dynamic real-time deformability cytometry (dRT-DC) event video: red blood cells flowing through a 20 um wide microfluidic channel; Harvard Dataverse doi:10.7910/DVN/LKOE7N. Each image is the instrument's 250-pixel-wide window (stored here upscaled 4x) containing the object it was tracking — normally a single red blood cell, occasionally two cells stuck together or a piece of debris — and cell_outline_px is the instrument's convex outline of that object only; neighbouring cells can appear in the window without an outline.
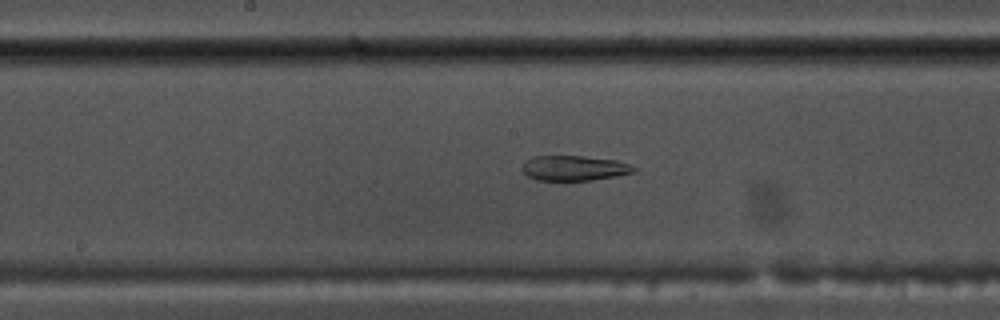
{"species": "common noctule bat (a hibernating species)", "species_latin": "Nyctalus noctula", "temperature_condition": "warm", "stored_images_in_passage": 54, "camera_frame_rate_fps": 3000, "um_per_image_px": 0.085, "animal": {"sex": "male", "body_mass_g": 17.5, "forearm_length_mm": 52.3}, "frame": {"image": 1, "passage_image": 27, "time_ms": 8.667, "image_size_px": [1000, 320], "cell_outline_px": [[636, 172], [616, 176], [592, 180], [536, 180], [528, 176], [520, 168], [524, 160], [532, 156], [584, 156], [616, 160], [628, 164], [636, 168]], "centroid_in_image_um": [48.76, 14.28], "position_along_channel_um": 199.4, "area_um2": 16.42}}
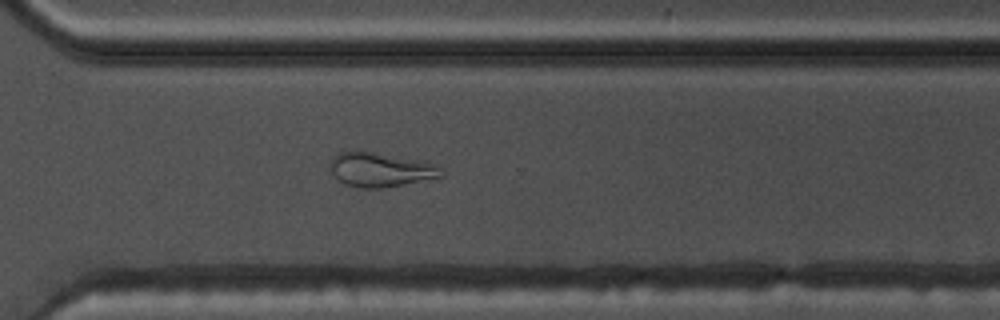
{"frame": {"image": 2, "passage_image": 38, "time_ms": 12.333, "image_size_px": [1000, 320], "cell_outline_px": [[444, 176], [380, 188], [360, 188], [344, 184], [332, 172], [328, 164], [332, 156], [340, 152], [372, 152], [416, 160], [436, 164]], "centroid_in_image_um": [32.28, 14.43], "position_along_channel_um": 338.3, "area_um2": 21.62}}
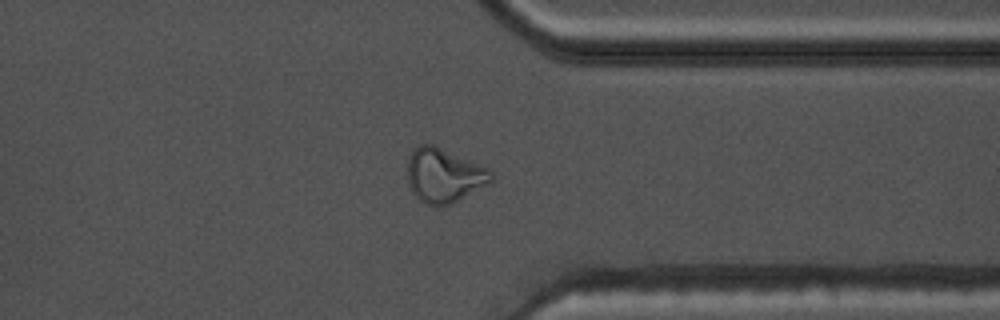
{"frame": {"image": 3, "passage_image": 41, "time_ms": 13.333, "image_size_px": [1000, 320], "cell_outline_px": [[496, 176], [492, 184], [444, 208], [436, 208], [424, 204], [412, 192], [408, 184], [408, 160], [412, 148], [420, 144], [432, 144], [488, 168]], "centroid_in_image_um": [37.77, 14.96], "position_along_channel_um": 373.6, "area_um2": 27.22}, "authors_computed_cell_mechanics": {"area_um2": 24.4205, "velocity_mm_per_s": 3.7925, "shape_relaxation_time_tau1_ms": null, "shape_relaxation_time_tau2_ms": 4.9395, "deformation_change_tau1": null, "deformation_change_tau2": 0.1465}}